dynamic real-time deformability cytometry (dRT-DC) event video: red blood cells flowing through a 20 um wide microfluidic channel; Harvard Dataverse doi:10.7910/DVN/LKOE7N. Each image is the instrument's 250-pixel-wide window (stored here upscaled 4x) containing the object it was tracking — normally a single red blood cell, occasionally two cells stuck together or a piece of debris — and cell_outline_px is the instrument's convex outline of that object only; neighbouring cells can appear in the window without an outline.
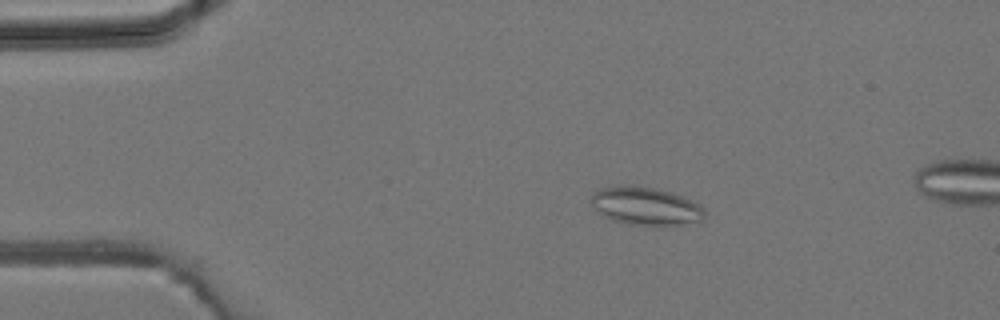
{"species": "common noctule bat (a hibernating species)", "species_latin": "Nyctalus noctula", "temperature_condition": "room temperature", "stored_images_in_passage": 5, "camera_frame_rate_fps": 3000, "um_per_image_px": 0.085, "animal": {"sex": "male", "body_mass_g": 19.2, "forearm_length_mm": 51.8}, "frame": {"image": 1, "passage_image": 3, "time_ms": 2.333, "image_size_px": [1000, 320], "cell_outline_px": [[704, 216], [700, 220], [660, 228], [628, 224], [612, 220], [604, 216], [588, 200], [592, 192], [600, 188], [624, 184], [656, 188], [672, 192], [700, 204], [704, 208]], "centroid_in_image_um": [54.85, 17.52], "position_along_channel_um": 30.2, "area_um2": 25.72}}